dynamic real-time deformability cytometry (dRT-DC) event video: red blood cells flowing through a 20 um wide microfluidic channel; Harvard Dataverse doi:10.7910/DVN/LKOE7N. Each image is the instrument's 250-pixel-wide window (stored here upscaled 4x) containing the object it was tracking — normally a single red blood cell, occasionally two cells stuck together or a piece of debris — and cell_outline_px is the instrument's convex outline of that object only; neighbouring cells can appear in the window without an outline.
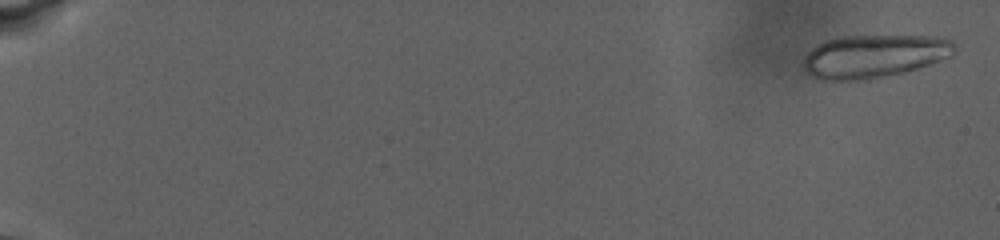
{"species": "human", "species_latin": "Homo sapiens", "temperature_condition": "warm", "stored_images_in_passage": 51, "camera_frame_rate_fps": 3000, "um_per_image_px": 0.085, "donor": {"sex": "male"}, "frame": {"image": 1, "passage_image": 1, "time_ms": 0.0, "image_size_px": [1000, 240], "cell_outline_px": [[956, 48], [948, 56], [928, 64], [904, 72], [860, 80], [820, 80], [804, 72], [804, 56], [812, 48], [824, 40], [840, 36], [928, 36], [952, 40]], "centroid_in_image_um": [74.21, 4.77], "position_along_channel_um": 10.8, "area_um2": 37.57}}
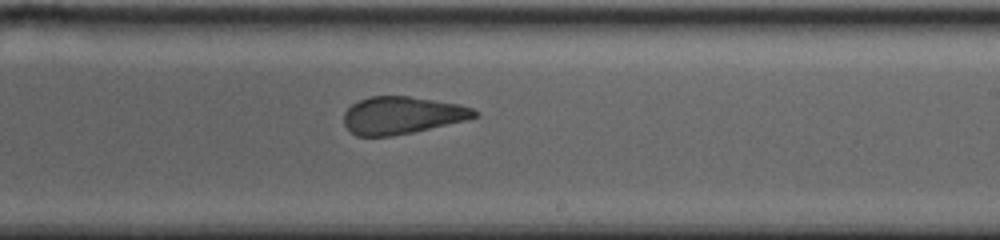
{"frame": {"image": 2, "passage_image": 29, "time_ms": 18.0, "image_size_px": [1000, 240], "cell_outline_px": [[480, 116], [464, 120], [412, 132], [388, 136], [356, 136], [344, 124], [344, 112], [352, 104], [360, 100], [372, 96], [408, 96], [460, 104], [472, 108], [480, 112]], "centroid_in_image_um": [34.18, 9.79], "position_along_channel_um": 254.8, "area_um2": 28.21}}
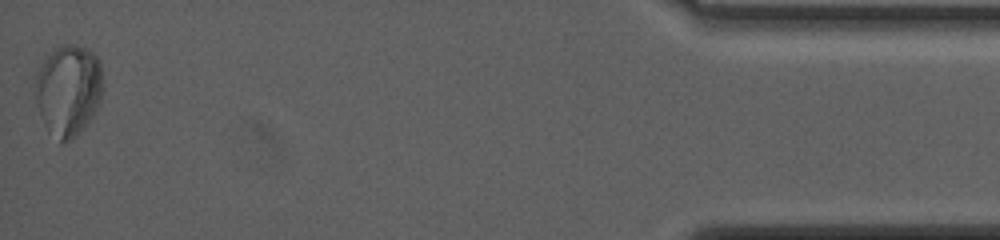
{"frame": {"image": 3, "passage_image": 51, "time_ms": 27.667, "image_size_px": [1000, 240], "cell_outline_px": [[100, 100], [92, 116], [76, 136], [72, 140], [60, 144], [44, 124], [40, 116], [36, 100], [36, 72], [44, 56], [52, 48], [64, 44], [76, 44], [88, 48], [100, 60]], "centroid_in_image_um": [5.76, 7.63], "position_along_channel_um": 429.4, "area_um2": 36.01}, "authors_computed_cell_mechanics": {"area_um2": 31.5588, "velocity_mm_per_s": 2.5554, "shape_relaxation_time_tau1_ms": null, "shape_relaxation_time_tau2_ms": 2.0905, "deformation_change_tau1": null, "deformation_change_tau2": 0.1014}}